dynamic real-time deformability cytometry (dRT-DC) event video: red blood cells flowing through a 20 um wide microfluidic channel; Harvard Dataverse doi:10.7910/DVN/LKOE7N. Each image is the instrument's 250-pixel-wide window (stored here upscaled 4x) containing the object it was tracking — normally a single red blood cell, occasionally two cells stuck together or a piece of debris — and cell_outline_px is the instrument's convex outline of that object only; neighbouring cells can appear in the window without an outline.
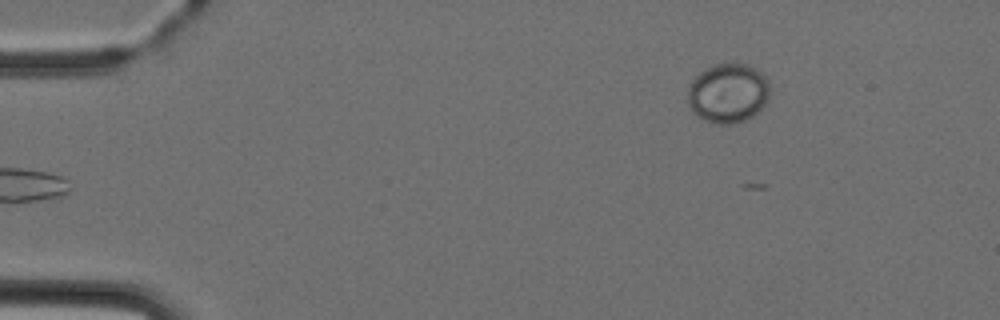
{"species": "Egyptian fruit bat (a non-hibernating species)", "species_latin": "Rousettus aegyptiacus", "temperature_condition": "cold", "stored_images_in_passage": 5, "camera_frame_rate_fps": 3000, "um_per_image_px": 0.085, "animal": {"sex": "female"}, "frame": {"image": 1, "passage_image": 5, "time_ms": 5.667, "image_size_px": [1000, 320], "cell_outline_px": [[768, 96], [764, 104], [752, 116], [744, 120], [732, 124], [716, 124], [704, 120], [692, 112], [688, 108], [688, 84], [700, 72], [716, 64], [744, 64], [756, 68], [768, 80]], "centroid_in_image_um": [61.84, 7.93], "position_along_channel_um": 23.2, "area_um2": 28.26}}